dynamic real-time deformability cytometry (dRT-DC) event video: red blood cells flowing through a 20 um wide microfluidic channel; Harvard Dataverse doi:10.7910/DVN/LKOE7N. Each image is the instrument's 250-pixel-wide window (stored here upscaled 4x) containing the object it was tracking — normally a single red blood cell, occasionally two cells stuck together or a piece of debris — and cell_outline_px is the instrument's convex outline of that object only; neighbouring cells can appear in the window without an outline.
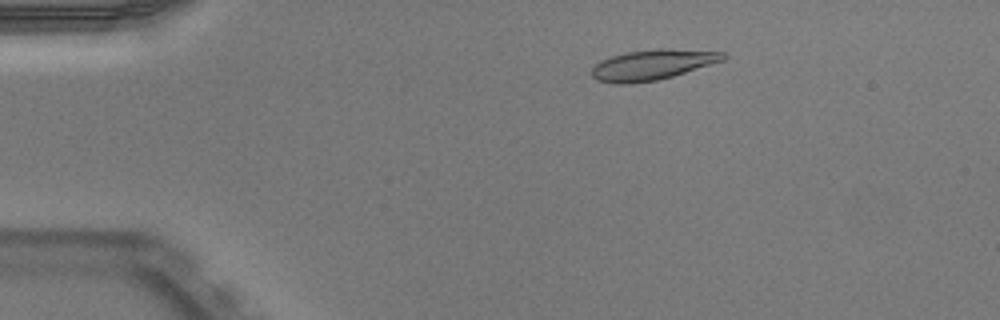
{"species": "Egyptian fruit bat (a non-hibernating species)", "species_latin": "Rousettus aegyptiacus", "temperature_condition": "warm", "stored_images_in_passage": 51, "camera_frame_rate_fps": 3000, "um_per_image_px": 0.085, "animal": {"sex": "male"}, "frame": {"image": 1, "passage_image": 10, "time_ms": 3.0, "image_size_px": [1000, 320], "cell_outline_px": [[728, 56], [724, 60], [672, 76], [656, 80], [632, 84], [612, 84], [596, 80], [592, 76], [592, 68], [600, 60], [624, 52], [656, 48], [668, 48], [724, 52]], "centroid_in_image_um": [55.43, 5.5], "position_along_channel_um": 29.6, "area_um2": 23.41}}
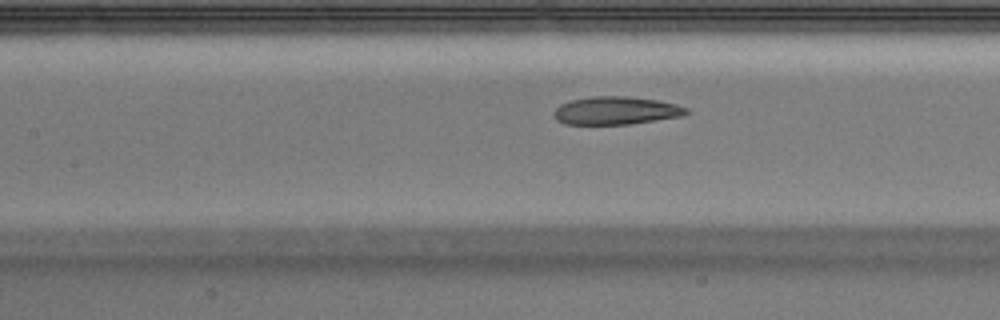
{"frame": {"image": 2, "passage_image": 24, "time_ms": 7.667, "image_size_px": [1000, 320], "cell_outline_px": [[688, 112], [684, 116], [628, 124], [564, 124], [556, 120], [552, 112], [560, 104], [572, 100], [592, 96], [628, 96], [656, 100], [676, 104], [688, 108]], "centroid_in_image_um": [52.34, 9.4], "position_along_channel_um": 155.1, "area_um2": 21.62}}
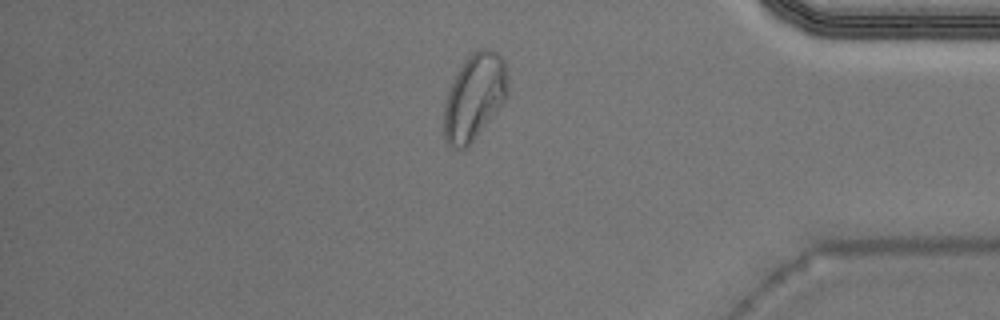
{"frame": {"image": 3, "passage_image": 44, "time_ms": 14.333, "image_size_px": [1000, 320], "cell_outline_px": [[508, 96], [468, 148], [452, 148], [448, 144], [444, 136], [444, 104], [452, 80], [468, 56], [472, 52], [480, 48], [492, 48], [504, 60], [508, 80]], "centroid_in_image_um": [40.33, 8.23], "position_along_channel_um": 394.9, "area_um2": 32.14}, "authors_computed_cell_mechanics": {"area_um2": 22.7154, "velocity_mm_per_s": 3.9685, "shape_relaxation_time_tau1_ms": 6.5945, "shape_relaxation_time_tau2_ms": 1.0811, "deformation_change_tau1": 0.2411, "deformation_change_tau2": 0.0796}}